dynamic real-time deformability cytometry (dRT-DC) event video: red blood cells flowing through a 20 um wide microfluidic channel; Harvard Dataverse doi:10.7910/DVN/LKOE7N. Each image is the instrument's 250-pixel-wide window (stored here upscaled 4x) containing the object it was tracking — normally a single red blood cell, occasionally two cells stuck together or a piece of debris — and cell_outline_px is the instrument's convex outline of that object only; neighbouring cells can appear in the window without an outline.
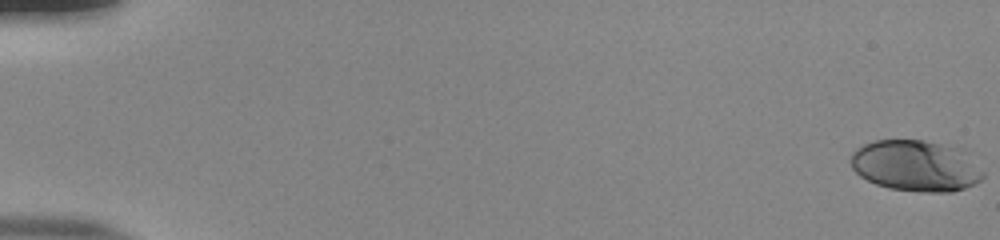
{"species": "human", "species_latin": "Homo sapiens", "temperature_condition": "room temperature", "stored_images_in_passage": 55, "camera_frame_rate_fps": 3000, "um_per_image_px": 0.085, "donor": {"sex": "male"}, "frame": {"image": 1, "passage_image": 1, "time_ms": 0.0, "image_size_px": [1000, 240], "cell_outline_px": [[984, 176], [980, 180], [964, 188], [952, 192], [920, 192], [888, 188], [876, 184], [860, 176], [852, 168], [848, 160], [852, 152], [856, 148], [864, 144], [876, 140], [924, 140], [964, 148], [968, 152], [984, 172]], "centroid_in_image_um": [77.85, 14.08], "position_along_channel_um": 7.1, "area_um2": 40.0}}
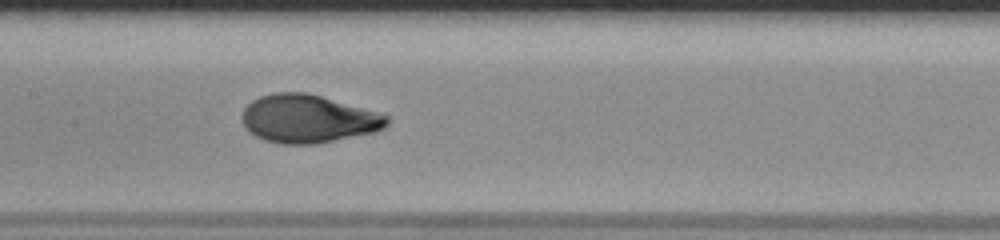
{"frame": {"image": 2, "passage_image": 29, "time_ms": 9.333, "image_size_px": [1000, 240], "cell_outline_px": [[388, 124], [384, 128], [376, 132], [316, 144], [280, 144], [264, 140], [248, 132], [244, 128], [240, 120], [240, 116], [244, 108], [252, 100], [260, 96], [276, 92], [308, 92], [376, 112], [388, 116]], "centroid_in_image_um": [26.13, 10.11], "position_along_channel_um": 181.3, "area_um2": 40.86}}
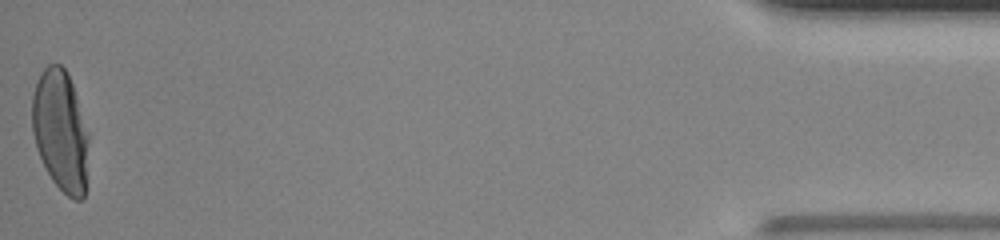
{"frame": {"image": 3, "passage_image": 55, "time_ms": 18.0, "image_size_px": [1000, 240], "cell_outline_px": [[88, 140], [84, 200], [76, 200], [68, 196], [52, 180], [36, 148], [32, 132], [32, 96], [40, 72], [48, 64], [60, 64], [68, 72], [76, 96], [88, 136]], "centroid_in_image_um": [5.12, 11.1], "position_along_channel_um": 430.1, "area_um2": 39.48}, "authors_computed_cell_mechanics": {"area_um2": 39.7664, "velocity_mm_per_s": 3.8588, "shape_relaxation_time_tau1_ms": 4.8206, "shape_relaxation_time_tau2_ms": null, "deformation_change_tau1": 0.2303, "deformation_change_tau2": null}}